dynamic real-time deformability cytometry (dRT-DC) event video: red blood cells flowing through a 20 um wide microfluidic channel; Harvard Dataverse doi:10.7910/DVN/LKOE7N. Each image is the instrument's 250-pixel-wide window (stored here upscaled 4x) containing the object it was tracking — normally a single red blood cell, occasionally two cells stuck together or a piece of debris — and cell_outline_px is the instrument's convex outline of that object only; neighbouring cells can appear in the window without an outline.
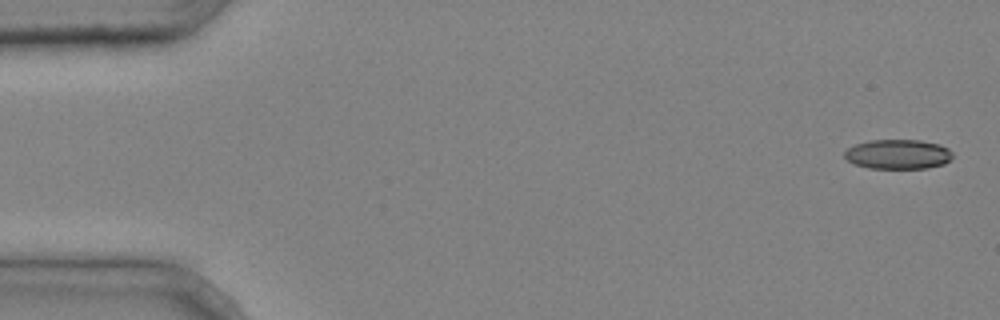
{"species": "common noctule bat (a hibernating species)", "species_latin": "Nyctalus noctula", "temperature_condition": "cold", "stored_images_in_passage": 3, "segment_of_instrument_passage": [2, 2], "camera_frame_rate_fps": 3000, "um_per_image_px": 0.085, "animal": {"sex": "male", "body_mass_g": 20.4}, "frame": {"image": 1, "passage_image": 3, "time_ms": 0.667, "image_size_px": [1000, 320], "cell_outline_px": [[952, 156], [944, 164], [928, 168], [868, 168], [856, 164], [848, 160], [844, 156], [844, 152], [848, 148], [856, 144], [868, 140], [920, 140], [940, 144], [948, 148], [952, 152]], "centroid_in_image_um": [76.34, 13.1], "position_along_channel_um": 8.7, "area_um2": 18.61}}